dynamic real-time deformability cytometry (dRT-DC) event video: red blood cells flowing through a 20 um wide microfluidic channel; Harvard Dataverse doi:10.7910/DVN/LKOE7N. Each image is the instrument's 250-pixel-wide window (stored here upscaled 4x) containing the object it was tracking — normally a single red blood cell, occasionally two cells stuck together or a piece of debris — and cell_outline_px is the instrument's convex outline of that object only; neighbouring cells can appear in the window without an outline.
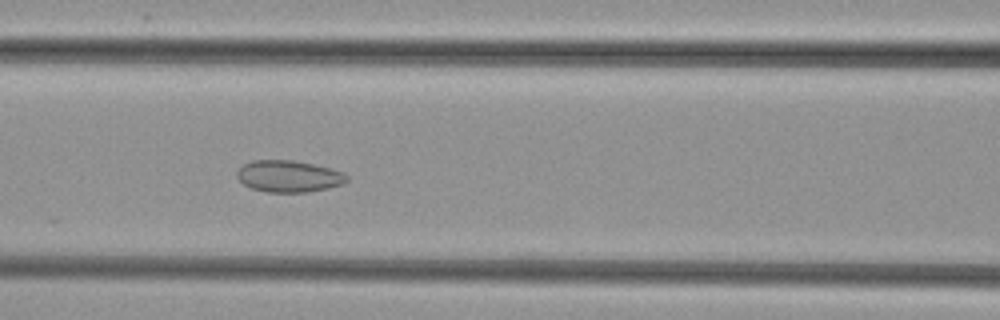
{"species": "common noctule bat (a hibernating species)", "species_latin": "Nyctalus noctula", "temperature_condition": "cold", "stored_images_in_passage": 45, "camera_frame_rate_fps": 3000, "um_per_image_px": 0.085, "animal": {"sex": "female", "body_mass_g": 29.2, "forearm_length_mm": 56.3}, "frame": {"image": 1, "passage_image": 18, "time_ms": 5.667, "image_size_px": [1000, 320], "cell_outline_px": [[348, 180], [344, 184], [328, 188], [308, 192], [264, 192], [252, 188], [244, 184], [236, 176], [236, 172], [244, 164], [252, 160], [292, 160], [312, 164], [344, 172], [348, 176]], "centroid_in_image_um": [24.55, 14.99], "position_along_channel_um": 142.1, "area_um2": 20.29}}
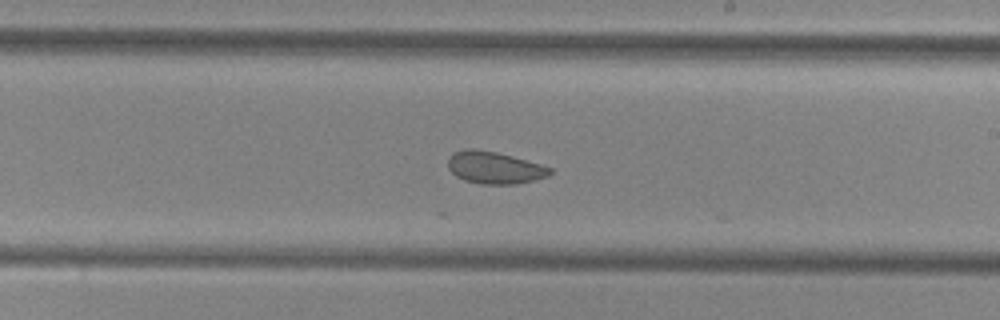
{"frame": {"image": 2, "passage_image": 26, "time_ms": 8.333, "image_size_px": [1000, 320], "cell_outline_px": [[552, 172], [548, 176], [516, 184], [480, 184], [464, 180], [456, 176], [448, 168], [448, 156], [456, 152], [468, 148], [472, 148], [496, 152], [512, 156], [540, 164], [552, 168]], "centroid_in_image_um": [42.01, 14.25], "position_along_channel_um": 247.0, "area_um2": 19.02}}
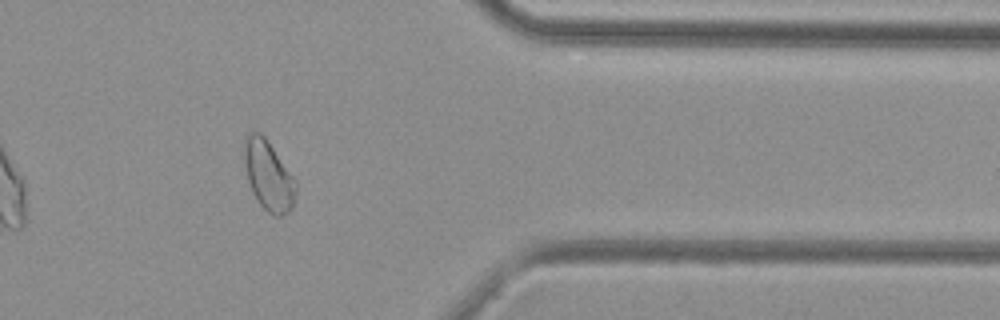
{"frame": {"image": 3, "passage_image": 38, "time_ms": 12.333, "image_size_px": [1000, 320], "cell_outline_px": [[296, 192], [292, 208], [288, 212], [280, 216], [276, 216], [268, 212], [256, 200], [252, 192], [248, 180], [244, 160], [244, 140], [248, 132], [260, 132], [264, 136], [296, 180]], "centroid_in_image_um": [22.81, 14.92], "position_along_channel_um": 388.6, "area_um2": 20.87}}